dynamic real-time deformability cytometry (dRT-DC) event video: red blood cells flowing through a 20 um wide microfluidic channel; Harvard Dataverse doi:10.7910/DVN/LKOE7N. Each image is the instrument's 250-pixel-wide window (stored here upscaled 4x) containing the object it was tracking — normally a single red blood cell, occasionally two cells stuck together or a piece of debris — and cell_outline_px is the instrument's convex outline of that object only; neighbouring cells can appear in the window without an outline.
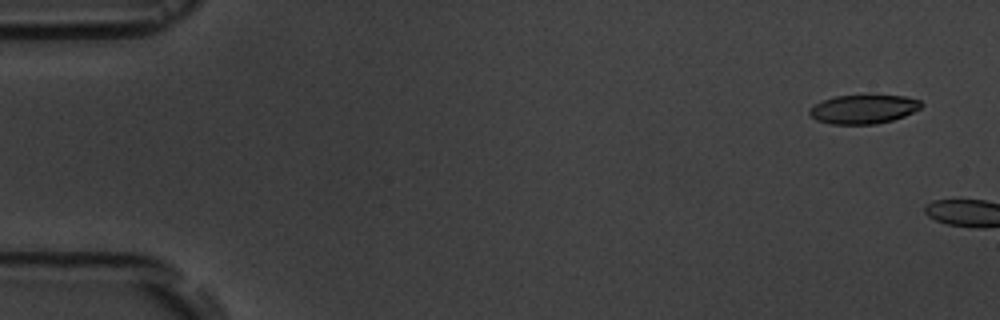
{"species": "common noctule bat (a hibernating species)", "species_latin": "Nyctalus noctula", "temperature_condition": "room temperature", "stored_images_in_passage": 2, "camera_frame_rate_fps": 3000, "um_per_image_px": 0.085, "animal": {"sex": "male", "body_mass_g": 19.5, "forearm_length_mm": 54.6}, "frame": {"image": 1, "passage_image": 1, "time_ms": 0.0, "image_size_px": [1000, 320], "cell_outline_px": [[924, 104], [920, 108], [904, 116], [892, 120], [876, 124], [832, 124], [816, 120], [808, 112], [820, 100], [836, 96], [868, 92], [904, 96], [920, 100]], "centroid_in_image_um": [73.43, 9.22], "position_along_channel_um": 11.6, "area_um2": 19.59}}